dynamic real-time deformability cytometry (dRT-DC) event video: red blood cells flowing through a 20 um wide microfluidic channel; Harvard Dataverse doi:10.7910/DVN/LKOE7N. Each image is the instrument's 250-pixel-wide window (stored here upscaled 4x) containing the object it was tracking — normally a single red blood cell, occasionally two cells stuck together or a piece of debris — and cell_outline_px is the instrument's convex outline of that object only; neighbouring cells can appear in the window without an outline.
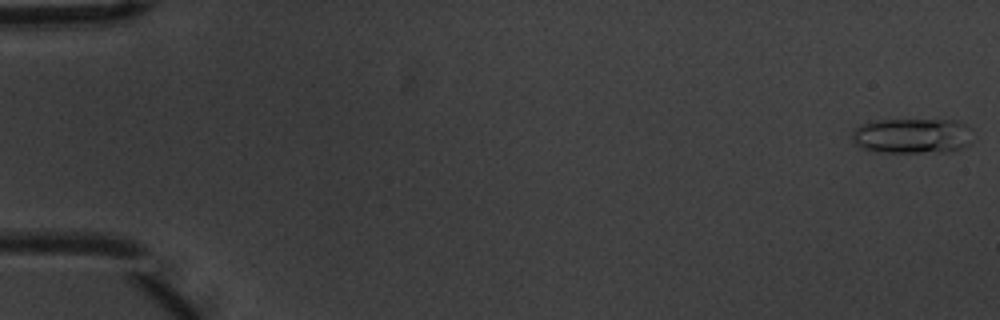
{"species": "common noctule bat (a hibernating species)", "species_latin": "Nyctalus noctula", "temperature_condition": "warm", "stored_images_in_passage": 7, "camera_frame_rate_fps": 3000, "um_per_image_px": 0.085, "animal": {"sex": "male", "body_mass_g": 20.1, "forearm_length_mm": 53.5}, "frame": {"image": 1, "passage_image": 1, "time_ms": 0.0, "image_size_px": [1000, 320], "cell_outline_px": [[972, 140], [968, 144], [960, 148], [948, 152], [880, 152], [860, 148], [852, 140], [852, 132], [856, 128], [864, 124], [880, 120], [956, 120], [964, 124], [968, 128]], "centroid_in_image_um": [77.53, 11.56], "position_along_channel_um": 7.5, "area_um2": 24.62}}
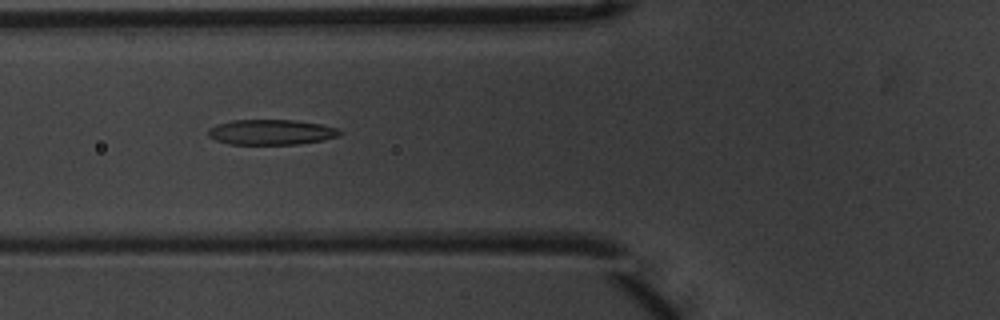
{"frame": {"image": 2, "passage_image": 6, "time_ms": 1.667, "image_size_px": [1000, 320], "cell_outline_px": [[344, 132], [340, 136], [324, 140], [296, 144], [228, 144], [216, 140], [208, 136], [208, 128], [216, 124], [232, 120], [296, 120], [320, 124], [336, 128]], "centroid_in_image_um": [23.05, 11.23], "position_along_channel_um": 102.7, "area_um2": 19.48}}
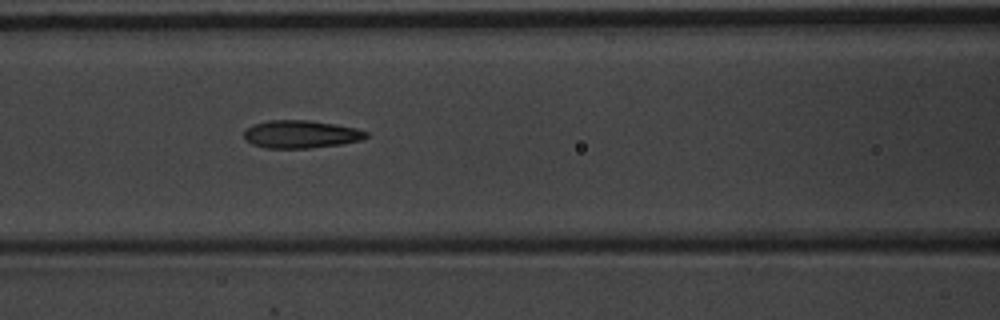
{"frame": {"image": 3, "passage_image": 7, "time_ms": 2.0, "image_size_px": [1000, 320], "cell_outline_px": [[368, 136], [360, 140], [340, 144], [308, 148], [264, 148], [252, 144], [244, 140], [244, 132], [252, 124], [268, 120], [308, 120], [356, 128], [368, 132]], "centroid_in_image_um": [25.53, 11.41], "position_along_channel_um": 141.1, "area_um2": 19.71}}